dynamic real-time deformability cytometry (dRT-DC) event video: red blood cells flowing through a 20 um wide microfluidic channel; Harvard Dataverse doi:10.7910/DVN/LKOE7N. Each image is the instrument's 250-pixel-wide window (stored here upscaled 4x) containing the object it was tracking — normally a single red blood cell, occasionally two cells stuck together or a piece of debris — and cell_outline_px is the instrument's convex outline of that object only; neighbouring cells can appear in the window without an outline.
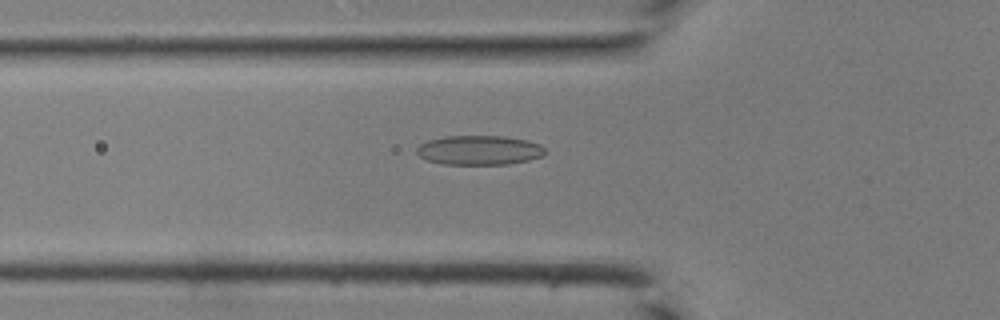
{"species": "common noctule bat (a hibernating species)", "species_latin": "Nyctalus noctula", "temperature_condition": "room temperature", "stored_images_in_passage": 25, "camera_frame_rate_fps": 3000, "um_per_image_px": 0.085, "animal": {"sex": "male", "body_mass_g": 19.0, "forearm_length_mm": 50.8}, "frame": {"image": 1, "passage_image": 3, "time_ms": 0.667, "image_size_px": [1000, 320], "cell_outline_px": [[544, 156], [528, 160], [508, 164], [440, 164], [428, 160], [420, 156], [416, 152], [416, 148], [420, 144], [428, 140], [444, 136], [504, 136], [528, 140], [540, 144], [544, 148]], "centroid_in_image_um": [40.73, 12.76], "position_along_channel_um": 85.1, "area_um2": 22.08}}
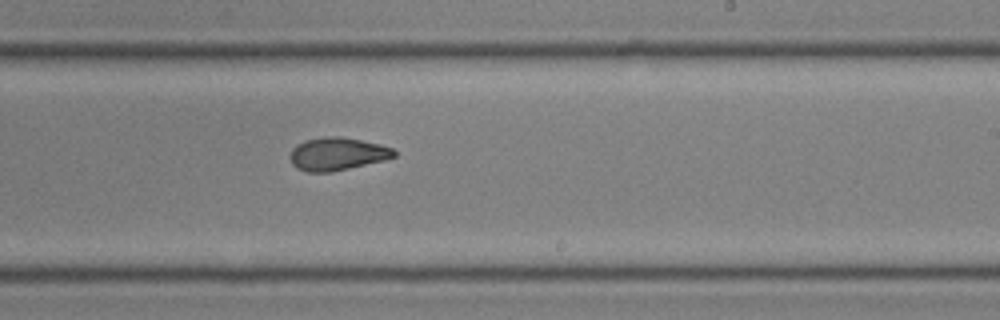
{"frame": {"image": 2, "passage_image": 14, "time_ms": 4.333, "image_size_px": [1000, 320], "cell_outline_px": [[396, 156], [384, 160], [332, 172], [308, 172], [296, 168], [292, 164], [288, 156], [292, 148], [296, 144], [304, 140], [324, 136], [340, 136], [380, 144], [392, 148], [396, 152]], "centroid_in_image_um": [28.62, 13.08], "position_along_channel_um": 260.4, "area_um2": 20.11}}
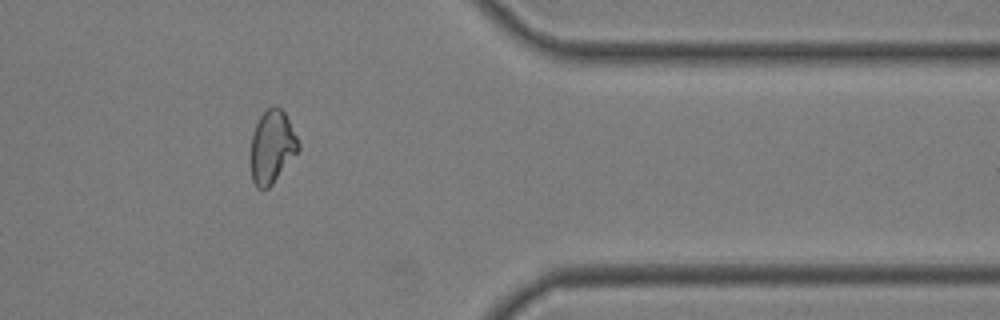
{"frame": {"image": 3, "passage_image": 23, "time_ms": 7.333, "image_size_px": [1000, 320], "cell_outline_px": [[300, 148], [272, 184], [268, 188], [256, 188], [252, 180], [248, 156], [252, 136], [256, 124], [260, 116], [272, 104], [276, 104], [284, 112], [300, 144]], "centroid_in_image_um": [23.07, 12.48], "position_along_channel_um": 388.3, "area_um2": 20.4}}